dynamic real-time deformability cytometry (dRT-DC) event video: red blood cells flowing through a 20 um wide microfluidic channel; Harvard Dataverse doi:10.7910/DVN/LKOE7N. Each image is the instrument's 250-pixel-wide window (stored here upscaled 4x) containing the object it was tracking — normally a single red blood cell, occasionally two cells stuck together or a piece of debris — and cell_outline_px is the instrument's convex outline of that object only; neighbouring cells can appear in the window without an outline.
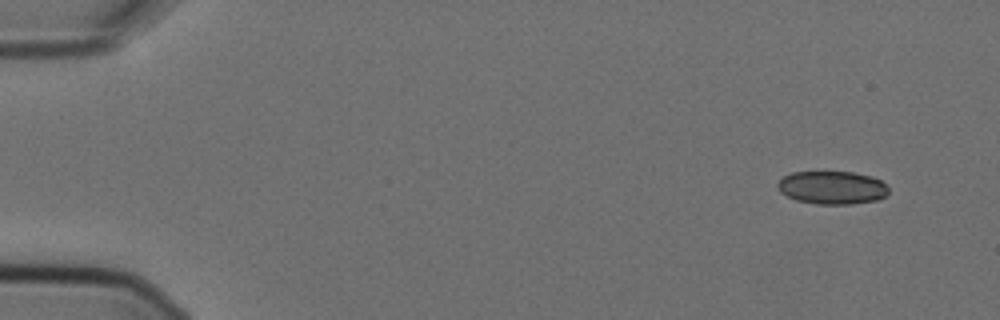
{"species": "Egyptian fruit bat (a non-hibernating species)", "species_latin": "Rousettus aegyptiacus", "temperature_condition": "cold", "stored_images_in_passage": 4, "camera_frame_rate_fps": 3000, "um_per_image_px": 0.085, "animal": {"sex": "female"}, "frame": {"image": 1, "passage_image": 1, "time_ms": 0.0, "image_size_px": [1000, 320], "cell_outline_px": [[888, 192], [884, 196], [876, 200], [852, 204], [816, 204], [796, 200], [780, 192], [776, 188], [776, 184], [784, 176], [792, 172], [852, 172], [872, 176], [880, 180], [888, 188]], "centroid_in_image_um": [70.7, 15.95], "position_along_channel_um": 14.3, "area_um2": 21.39}}
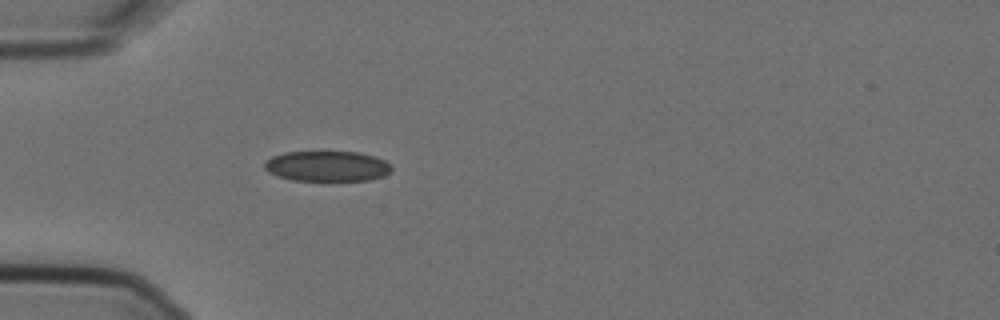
{"frame": {"image": 2, "passage_image": 4, "time_ms": 1.0, "image_size_px": [1000, 320], "cell_outline_px": [[392, 168], [384, 176], [368, 180], [292, 180], [268, 172], [264, 168], [264, 160], [272, 156], [284, 152], [356, 152], [376, 156], [392, 164]], "centroid_in_image_um": [27.8, 14.11], "position_along_channel_um": 57.2, "area_um2": 22.48}}